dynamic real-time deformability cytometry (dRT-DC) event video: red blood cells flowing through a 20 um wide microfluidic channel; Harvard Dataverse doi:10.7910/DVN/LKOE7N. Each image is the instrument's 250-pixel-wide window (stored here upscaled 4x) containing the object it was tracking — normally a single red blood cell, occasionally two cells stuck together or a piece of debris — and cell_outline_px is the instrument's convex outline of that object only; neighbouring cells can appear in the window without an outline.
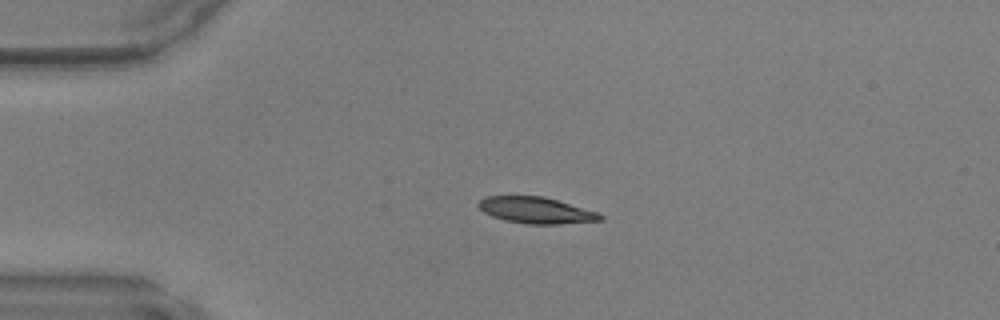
{"species": "common noctule bat (a hibernating species)", "species_latin": "Nyctalus noctula", "temperature_condition": "warm", "stored_images_in_passage": 28, "camera_frame_rate_fps": 3000, "um_per_image_px": 0.085, "animal": {"sex": "male", "body_mass_g": 17.9, "forearm_length_mm": 54.2}, "frame": {"image": 1, "passage_image": 1, "time_ms": 0.0, "image_size_px": [1000, 320], "cell_outline_px": [[604, 220], [560, 224], [524, 224], [504, 220], [492, 216], [484, 212], [476, 204], [484, 196], [544, 196], [600, 212], [604, 216]], "centroid_in_image_um": [45.6, 17.87], "position_along_channel_um": 39.4, "area_um2": 18.96}}
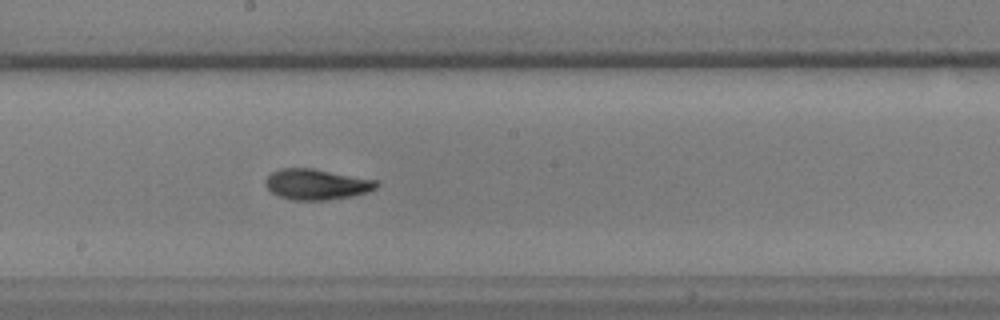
{"frame": {"image": 2, "passage_image": 16, "time_ms": 5.0, "image_size_px": [1000, 320], "cell_outline_px": [[380, 184], [376, 188], [368, 192], [352, 196], [328, 200], [292, 200], [280, 196], [272, 192], [264, 184], [264, 180], [272, 172], [280, 168], [312, 168], [376, 180]], "centroid_in_image_um": [26.9, 15.67], "position_along_channel_um": 221.3, "area_um2": 19.83}}
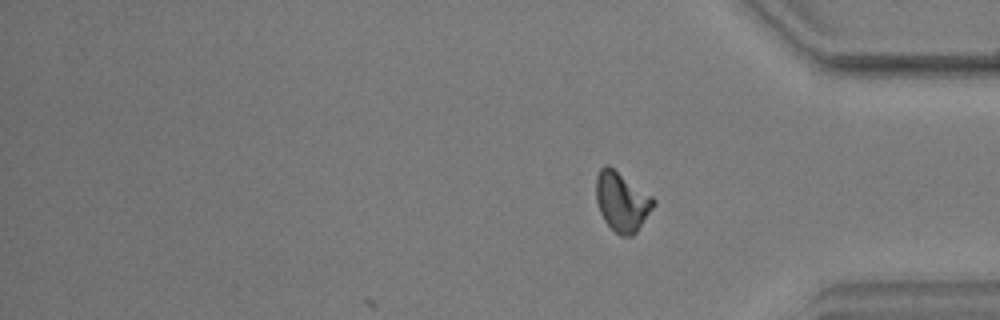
{"frame": {"image": 3, "passage_image": 28, "time_ms": 9.0, "image_size_px": [1000, 320], "cell_outline_px": [[656, 204], [636, 232], [632, 236], [620, 236], [604, 220], [600, 212], [596, 200], [596, 176], [600, 168], [604, 164], [608, 164], [652, 196], [656, 200]], "centroid_in_image_um": [52.86, 17.12], "position_along_channel_um": 382.3, "area_um2": 19.83}}